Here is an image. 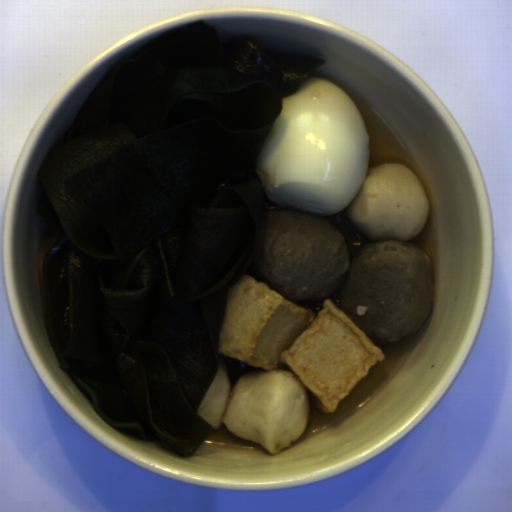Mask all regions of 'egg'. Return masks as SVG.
<instances>
[{
	"mask_svg": "<svg viewBox=\"0 0 512 512\" xmlns=\"http://www.w3.org/2000/svg\"><path fill=\"white\" fill-rule=\"evenodd\" d=\"M370 160V134L358 106L332 81L309 75L283 97L254 165L268 200L325 217L351 204Z\"/></svg>",
	"mask_w": 512,
	"mask_h": 512,
	"instance_id": "d2b9013d",
	"label": "egg"
}]
</instances>
